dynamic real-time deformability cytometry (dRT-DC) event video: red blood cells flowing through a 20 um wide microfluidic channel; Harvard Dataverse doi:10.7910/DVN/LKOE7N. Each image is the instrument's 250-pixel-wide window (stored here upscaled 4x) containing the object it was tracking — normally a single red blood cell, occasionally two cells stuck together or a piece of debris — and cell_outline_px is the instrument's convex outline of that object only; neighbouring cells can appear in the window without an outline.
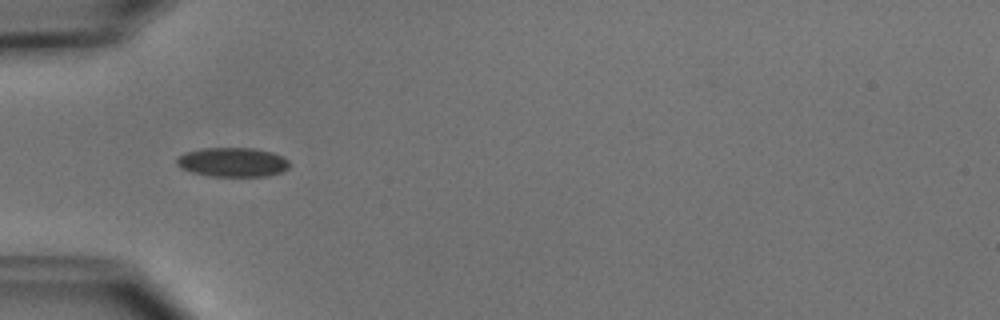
{"species": "common noctule bat (a hibernating species)", "species_latin": "Nyctalus noctula", "temperature_condition": "cold", "stored_images_in_passage": 7, "camera_frame_rate_fps": 3000, "um_per_image_px": 0.085, "animal": {"sex": "male", "body_mass_g": 15.6}, "frame": {"image": 1, "passage_image": 6, "time_ms": 5.667, "image_size_px": [1000, 320], "cell_outline_px": [[288, 168], [280, 172], [268, 176], [208, 176], [192, 172], [180, 168], [176, 164], [176, 160], [184, 152], [200, 148], [252, 148], [272, 152], [284, 156], [288, 160]], "centroid_in_image_um": [19.75, 13.78], "position_along_channel_um": 65.3, "area_um2": 19.31}}